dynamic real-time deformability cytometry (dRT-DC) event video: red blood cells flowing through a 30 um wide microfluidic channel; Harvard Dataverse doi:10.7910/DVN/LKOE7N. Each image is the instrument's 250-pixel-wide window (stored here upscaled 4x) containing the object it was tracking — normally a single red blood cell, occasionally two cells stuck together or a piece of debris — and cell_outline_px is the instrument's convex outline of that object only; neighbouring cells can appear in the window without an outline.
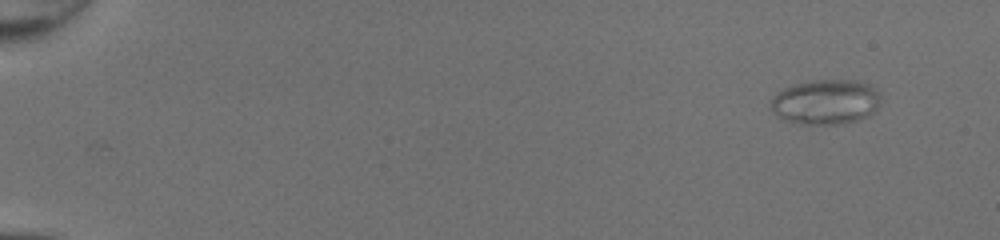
{"species": "common noctule bat (a hibernating species)", "species_latin": "Nyctalus noctula", "temperature_condition": "room temperature", "stored_images_in_passage": 48, "camera_frame_rate_fps": 3000, "um_per_image_px": 0.085, "animal": {"sex": "female", "body_mass_g": 20.0, "forearm_length_mm": 54.0}, "frame": {"image": 1, "passage_image": 1, "time_ms": 0.0, "image_size_px": [1000, 240], "cell_outline_px": [[880, 104], [868, 116], [844, 124], [796, 124], [784, 120], [776, 116], [772, 112], [772, 96], [784, 88], [796, 84], [820, 80], [860, 80], [876, 88], [880, 96]], "centroid_in_image_um": [70.19, 8.67], "position_along_channel_um": 14.8, "area_um2": 28.9}}
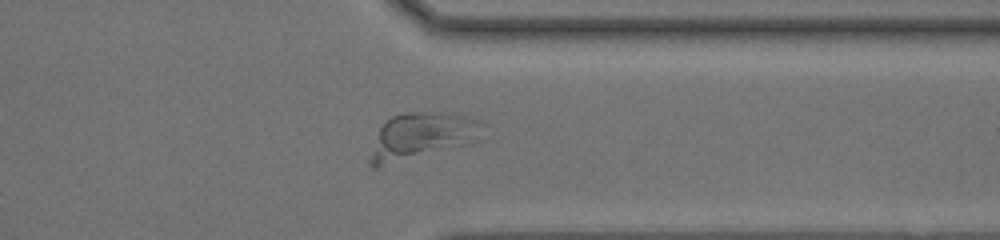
{"frame": {"image": 2, "passage_image": 38, "time_ms": 12.333, "image_size_px": [1000, 240], "cell_outline_px": [[488, 124], [464, 144], [376, 168], [368, 168], [368, 160], [380, 128], [392, 116], [404, 112], [440, 112], [464, 116], [480, 120]], "centroid_in_image_um": [35.75, 11.55], "position_along_channel_um": 375.6, "area_um2": 29.59}}